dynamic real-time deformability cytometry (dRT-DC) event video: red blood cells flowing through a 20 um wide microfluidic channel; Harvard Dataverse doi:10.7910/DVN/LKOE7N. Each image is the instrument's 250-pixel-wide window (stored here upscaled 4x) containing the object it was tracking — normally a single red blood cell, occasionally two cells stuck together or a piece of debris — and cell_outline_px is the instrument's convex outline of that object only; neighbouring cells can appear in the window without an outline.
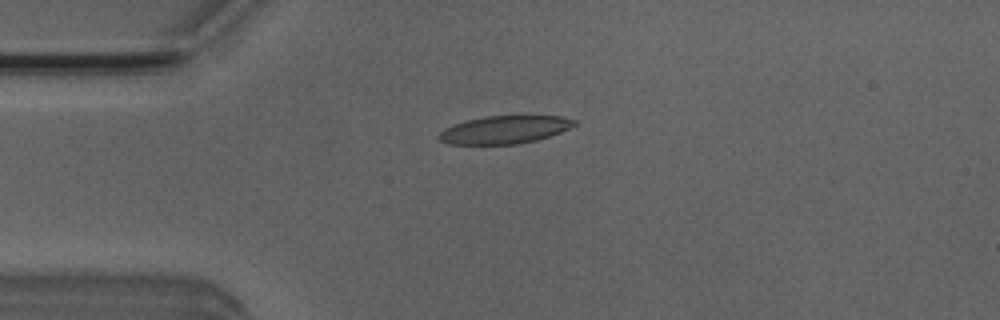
{"species": "Egyptian fruit bat (a non-hibernating species)", "species_latin": "Rousettus aegyptiacus", "temperature_condition": "room temperature", "stored_images_in_passage": 6, "camera_frame_rate_fps": 3000, "um_per_image_px": 0.085, "animal": {"sex": "male"}, "frame": {"image": 1, "passage_image": 3, "time_ms": 3.333, "image_size_px": [1000, 320], "cell_outline_px": [[576, 124], [560, 132], [536, 140], [516, 144], [448, 144], [440, 140], [436, 136], [444, 128], [452, 124], [484, 116], [560, 116], [576, 120]], "centroid_in_image_um": [42.84, 11.02], "position_along_channel_um": 42.2, "area_um2": 21.85}}